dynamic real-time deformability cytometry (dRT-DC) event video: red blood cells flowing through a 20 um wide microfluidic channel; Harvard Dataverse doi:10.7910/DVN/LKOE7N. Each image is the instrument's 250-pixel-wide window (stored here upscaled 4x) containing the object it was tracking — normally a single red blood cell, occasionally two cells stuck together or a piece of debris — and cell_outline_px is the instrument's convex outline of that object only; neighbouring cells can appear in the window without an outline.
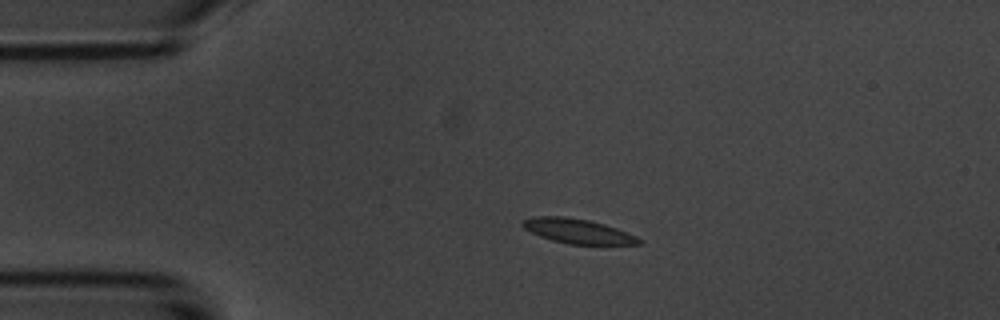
{"species": "common noctule bat (a hibernating species)", "species_latin": "Nyctalus noctula", "temperature_condition": "room temperature", "stored_images_in_passage": 12, "camera_frame_rate_fps": 3000, "um_per_image_px": 0.085, "animal": {"sex": "male", "body_mass_g": 20.1, "forearm_length_mm": 53.5}, "frame": {"image": 1, "passage_image": 1, "time_ms": 0.0, "image_size_px": [1000, 320], "cell_outline_px": [[640, 244], [568, 244], [552, 240], [540, 236], [524, 228], [520, 224], [520, 220], [532, 216], [564, 216], [588, 220], [604, 224], [616, 228], [636, 236], [640, 240]], "centroid_in_image_um": [49.03, 19.63], "position_along_channel_um": 36.0, "area_um2": 16.59}}
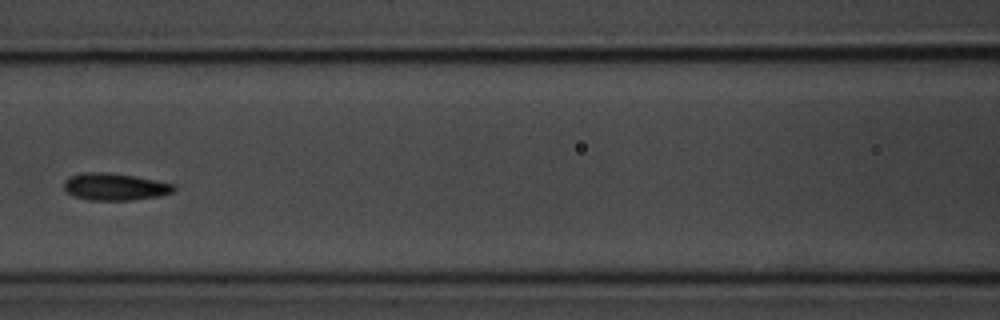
{"frame": {"image": 2, "passage_image": 4, "time_ms": 4.333, "image_size_px": [1000, 320], "cell_outline_px": [[176, 188], [172, 192], [160, 196], [132, 200], [88, 200], [72, 196], [64, 188], [64, 180], [68, 176], [84, 172], [108, 172], [132, 176], [176, 184]], "centroid_in_image_um": [9.74, 15.87], "position_along_channel_um": 156.9, "area_um2": 17.46}}
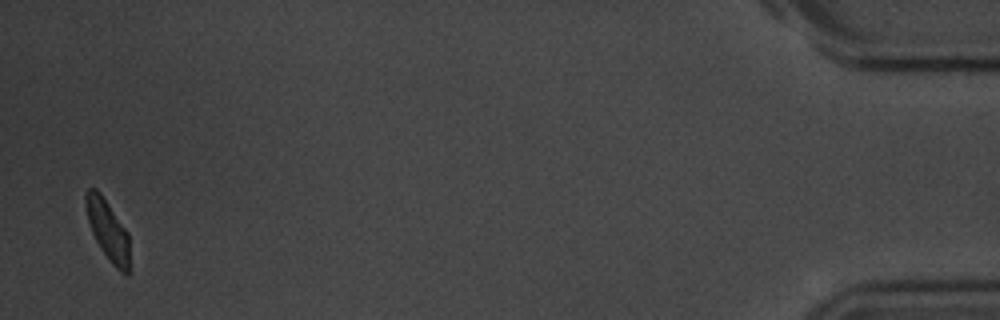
{"frame": {"image": 3, "passage_image": 12, "time_ms": 14.333, "image_size_px": [1000, 320], "cell_outline_px": [[132, 272], [128, 276], [124, 276], [112, 264], [100, 248], [92, 232], [88, 220], [84, 204], [84, 196], [88, 188], [96, 188], [100, 192], [128, 232]], "centroid_in_image_um": [9.21, 19.64], "position_along_channel_um": 426.0, "area_um2": 15.95}, "authors_computed_cell_mechanics": {"area_um2": 16.5019, "velocity_mm_per_s": 3.5902, "shape_relaxation_time_tau1_ms": 2.7084, "shape_relaxation_time_tau2_ms": null, "deformation_change_tau1": 0.1003, "deformation_change_tau2": null}}